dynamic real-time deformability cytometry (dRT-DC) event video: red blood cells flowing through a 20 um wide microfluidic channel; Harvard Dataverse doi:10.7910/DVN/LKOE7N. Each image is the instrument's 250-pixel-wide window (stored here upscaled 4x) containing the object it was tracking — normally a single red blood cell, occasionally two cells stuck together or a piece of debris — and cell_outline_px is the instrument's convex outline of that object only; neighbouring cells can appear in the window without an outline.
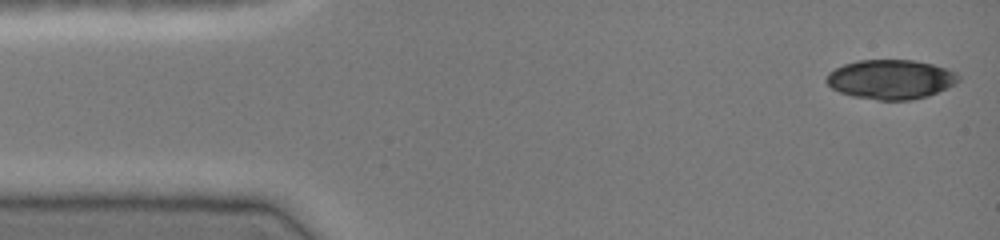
{"species": "common noctule bat (a hibernating species)", "species_latin": "Nyctalus noctula", "temperature_condition": "cold", "stored_images_in_passage": 45, "camera_frame_rate_fps": 3000, "um_per_image_px": 0.085, "animal": {"sex": "female", "body_mass_g": 19.0, "forearm_length_mm": 51.5}, "frame": {"image": 1, "passage_image": 1, "time_ms": 0.0, "image_size_px": [1000, 240], "cell_outline_px": [[960, 80], [956, 84], [928, 96], [912, 100], [876, 100], [852, 96], [840, 92], [832, 88], [824, 80], [828, 72], [844, 64], [856, 60], [912, 60], [932, 64], [956, 72], [960, 76]], "centroid_in_image_um": [75.71, 6.75], "position_along_channel_um": 9.3, "area_um2": 30.52}}
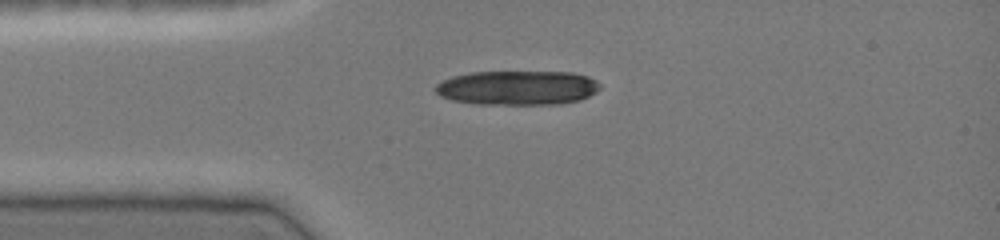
{"frame": {"image": 2, "passage_image": 10, "time_ms": 3.0, "image_size_px": [1000, 240], "cell_outline_px": [[600, 88], [596, 92], [580, 100], [560, 104], [476, 104], [452, 100], [440, 96], [436, 92], [436, 84], [452, 76], [468, 72], [572, 72], [588, 76], [596, 80], [600, 84]], "centroid_in_image_um": [44.0, 7.46], "position_along_channel_um": 41.0, "area_um2": 33.12}}